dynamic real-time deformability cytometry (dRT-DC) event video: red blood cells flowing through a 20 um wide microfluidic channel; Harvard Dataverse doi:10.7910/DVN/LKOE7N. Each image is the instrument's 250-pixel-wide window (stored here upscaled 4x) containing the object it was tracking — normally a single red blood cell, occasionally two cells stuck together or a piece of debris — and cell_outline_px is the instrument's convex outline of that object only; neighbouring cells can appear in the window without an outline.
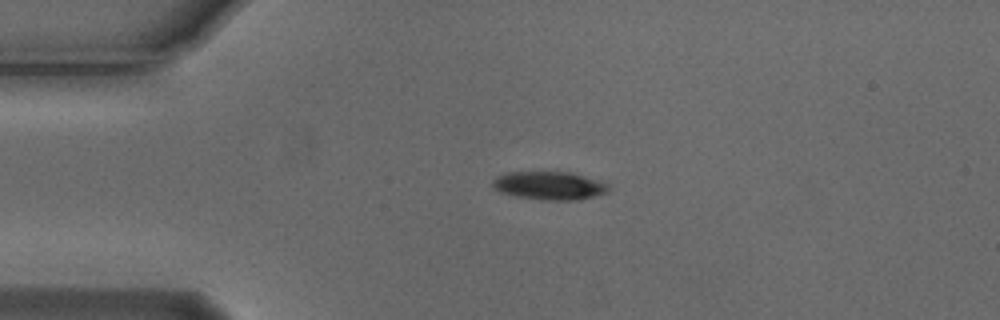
{"species": "Egyptian fruit bat (a non-hibernating species)", "species_latin": "Rousettus aegyptiacus", "temperature_condition": "cold", "stored_images_in_passage": 2, "camera_frame_rate_fps": 3000, "um_per_image_px": 0.085, "animal": {"sex": "male"}, "frame": {"image": 1, "passage_image": 1, "time_ms": 0.0, "image_size_px": [1000, 320], "cell_outline_px": [[612, 188], [608, 192], [576, 200], [540, 200], [516, 196], [500, 192], [492, 184], [492, 180], [496, 176], [504, 172], [568, 172], [608, 184]], "centroid_in_image_um": [46.65, 15.78], "position_along_channel_um": 38.3, "area_um2": 18.9}}